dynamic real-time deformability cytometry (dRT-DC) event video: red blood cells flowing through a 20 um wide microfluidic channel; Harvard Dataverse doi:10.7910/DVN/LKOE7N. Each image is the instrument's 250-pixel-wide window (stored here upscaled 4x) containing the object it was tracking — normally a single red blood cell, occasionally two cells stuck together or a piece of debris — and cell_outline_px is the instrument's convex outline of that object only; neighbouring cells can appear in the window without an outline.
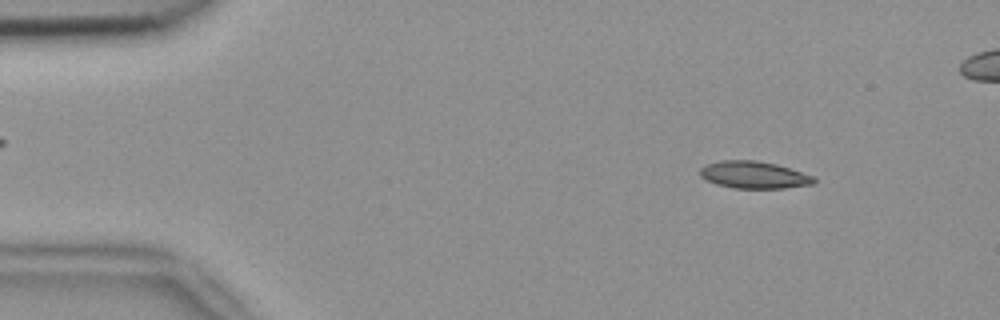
{"species": "common noctule bat (a hibernating species)", "species_latin": "Nyctalus noctula", "temperature_condition": "room temperature", "stored_images_in_passage": 53, "camera_frame_rate_fps": 3000, "um_per_image_px": 0.085, "animal": {"sex": "female", "body_mass_g": 18.4}, "frame": {"image": 1, "passage_image": 6, "time_ms": 1.667, "image_size_px": [1000, 320], "cell_outline_px": [[816, 180], [812, 184], [784, 188], [732, 188], [716, 184], [704, 180], [700, 176], [700, 168], [704, 164], [720, 160], [756, 160], [776, 164], [812, 176]], "centroid_in_image_um": [64.0, 14.86], "position_along_channel_um": 21.0, "area_um2": 18.03}}
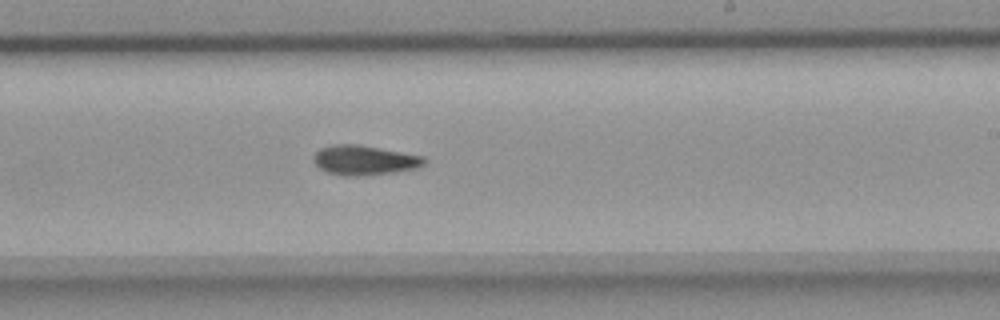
{"frame": {"image": 2, "passage_image": 31, "time_ms": 10.0, "image_size_px": [1000, 320], "cell_outline_px": [[428, 160], [424, 164], [416, 168], [392, 172], [352, 176], [344, 176], [328, 172], [320, 168], [312, 160], [312, 156], [320, 148], [336, 144], [360, 144], [424, 156]], "centroid_in_image_um": [30.96, 13.6], "position_along_channel_um": 258.0, "area_um2": 19.07}}
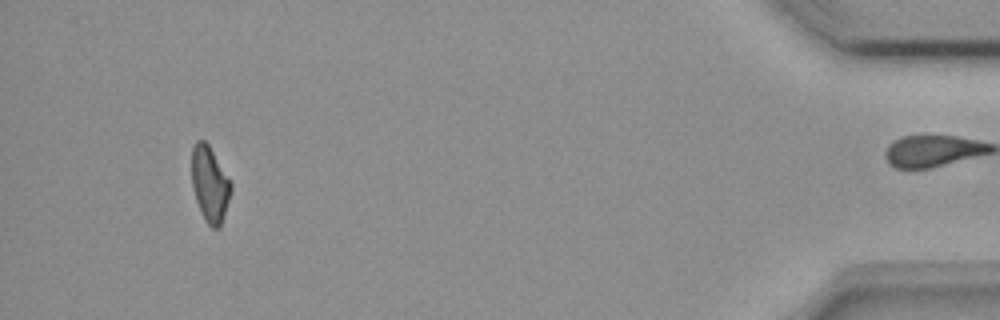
{"frame": {"image": 3, "passage_image": 49, "time_ms": 16.0, "image_size_px": [1000, 320], "cell_outline_px": [[232, 188], [220, 228], [212, 228], [204, 220], [196, 200], [192, 188], [192, 148], [196, 140], [204, 140], [208, 144], [232, 180]], "centroid_in_image_um": [17.84, 15.64], "position_along_channel_um": 417.4, "area_um2": 17.46}}